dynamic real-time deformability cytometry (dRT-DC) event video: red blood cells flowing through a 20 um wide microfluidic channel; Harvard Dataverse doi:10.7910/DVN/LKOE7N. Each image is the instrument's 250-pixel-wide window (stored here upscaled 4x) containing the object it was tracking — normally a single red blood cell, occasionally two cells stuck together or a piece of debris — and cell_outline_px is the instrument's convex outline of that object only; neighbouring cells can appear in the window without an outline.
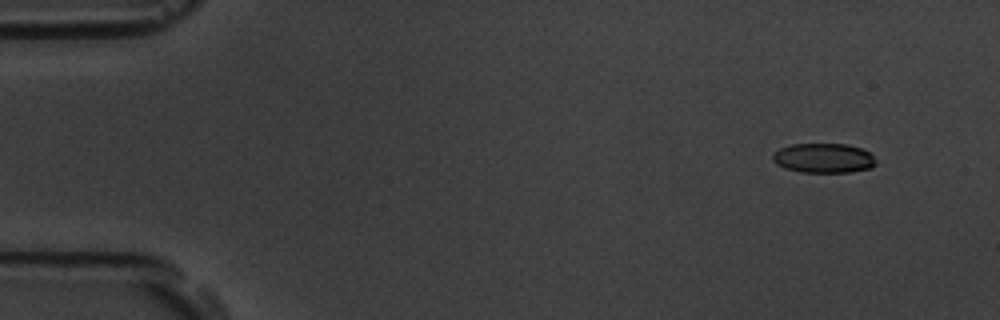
{"species": "common noctule bat (a hibernating species)", "species_latin": "Nyctalus noctula", "temperature_condition": "room temperature", "stored_images_in_passage": 51, "camera_frame_rate_fps": 3000, "um_per_image_px": 0.085, "animal": {"sex": "male", "body_mass_g": 19.5, "forearm_length_mm": 54.6}, "frame": {"image": 1, "passage_image": 1, "time_ms": 0.0, "image_size_px": [1000, 320], "cell_outline_px": [[876, 164], [872, 168], [848, 172], [800, 172], [784, 168], [776, 164], [772, 160], [772, 152], [780, 148], [792, 144], [848, 144], [860, 148], [868, 152], [876, 160]], "centroid_in_image_um": [69.97, 13.44], "position_along_channel_um": 15.0, "area_um2": 17.92}}
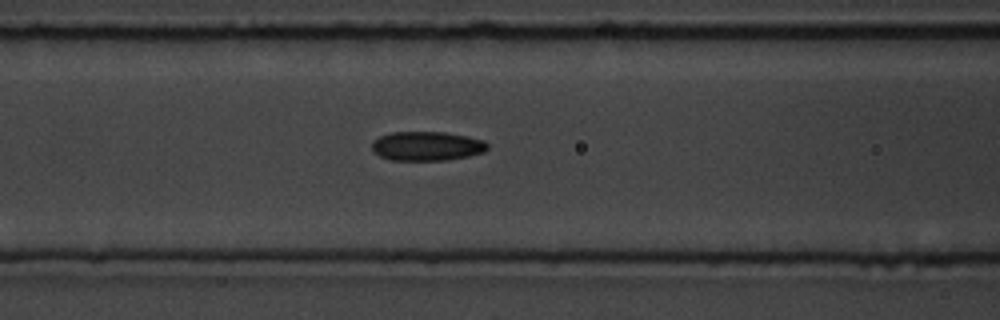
{"frame": {"image": 2, "passage_image": 19, "time_ms": 6.0, "image_size_px": [1000, 320], "cell_outline_px": [[488, 148], [484, 152], [468, 156], [448, 160], [388, 160], [380, 156], [372, 148], [372, 140], [380, 136], [392, 132], [444, 132], [468, 136], [484, 140], [488, 144]], "centroid_in_image_um": [36.29, 12.41], "position_along_channel_um": 130.3, "area_um2": 19.77}}
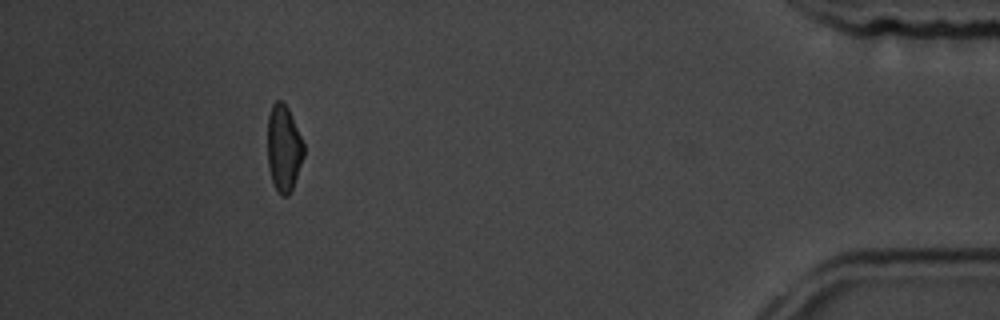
{"frame": {"image": 3, "passage_image": 46, "time_ms": 15.0, "image_size_px": [1000, 320], "cell_outline_px": [[304, 156], [292, 188], [288, 196], [280, 196], [272, 180], [268, 168], [268, 116], [272, 104], [276, 100], [280, 100], [288, 108], [304, 144]], "centroid_in_image_um": [24.11, 12.6], "position_along_channel_um": 411.1, "area_um2": 18.09}}